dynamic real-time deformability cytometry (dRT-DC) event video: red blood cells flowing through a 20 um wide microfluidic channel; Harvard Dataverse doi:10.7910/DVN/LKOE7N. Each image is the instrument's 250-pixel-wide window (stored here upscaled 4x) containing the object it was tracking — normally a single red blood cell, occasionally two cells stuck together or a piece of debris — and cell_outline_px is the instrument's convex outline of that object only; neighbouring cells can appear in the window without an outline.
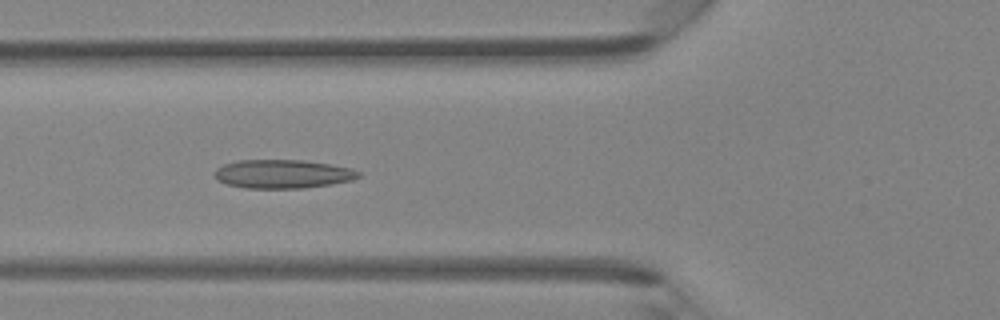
{"species": "Egyptian fruit bat (a non-hibernating species)", "species_latin": "Rousettus aegyptiacus", "temperature_condition": "room temperature", "stored_images_in_passage": 31, "camera_frame_rate_fps": 3000, "um_per_image_px": 0.085, "animal": {"sex": "female"}, "frame": {"image": 1, "passage_image": 3, "time_ms": 0.667, "image_size_px": [1000, 320], "cell_outline_px": [[360, 176], [352, 180], [332, 184], [304, 188], [244, 188], [228, 184], [216, 180], [216, 168], [224, 164], [240, 160], [304, 160], [352, 168], [360, 172]], "centroid_in_image_um": [24.05, 14.79], "position_along_channel_um": 101.8, "area_um2": 23.99}}
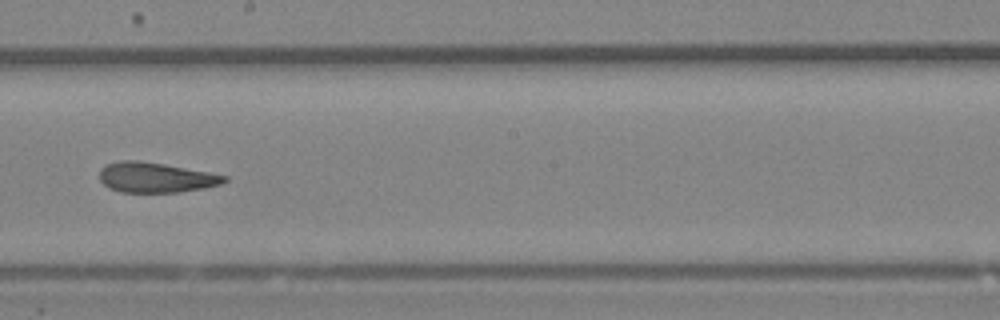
{"frame": {"image": 2, "passage_image": 12, "time_ms": 3.667, "image_size_px": [1000, 320], "cell_outline_px": [[228, 180], [220, 184], [204, 188], [180, 192], [120, 192], [108, 188], [100, 180], [100, 168], [108, 164], [120, 160], [136, 160], [164, 164], [208, 172], [228, 176]], "centroid_in_image_um": [13.22, 15.09], "position_along_channel_um": 235.0, "area_um2": 21.85}}
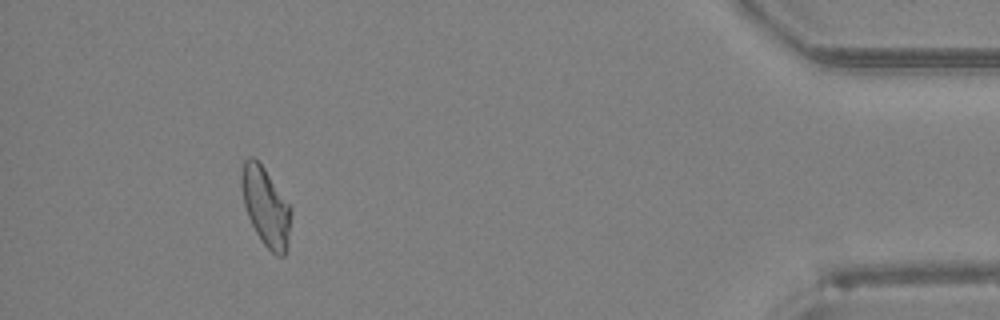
{"frame": {"image": 3, "passage_image": 28, "time_ms": 9.0, "image_size_px": [1000, 320], "cell_outline_px": [[292, 208], [288, 248], [284, 256], [276, 256], [260, 240], [248, 216], [244, 204], [240, 188], [240, 176], [244, 160], [248, 156], [252, 156], [264, 168]], "centroid_in_image_um": [22.59, 17.58], "position_along_channel_um": 412.6, "area_um2": 22.83}}